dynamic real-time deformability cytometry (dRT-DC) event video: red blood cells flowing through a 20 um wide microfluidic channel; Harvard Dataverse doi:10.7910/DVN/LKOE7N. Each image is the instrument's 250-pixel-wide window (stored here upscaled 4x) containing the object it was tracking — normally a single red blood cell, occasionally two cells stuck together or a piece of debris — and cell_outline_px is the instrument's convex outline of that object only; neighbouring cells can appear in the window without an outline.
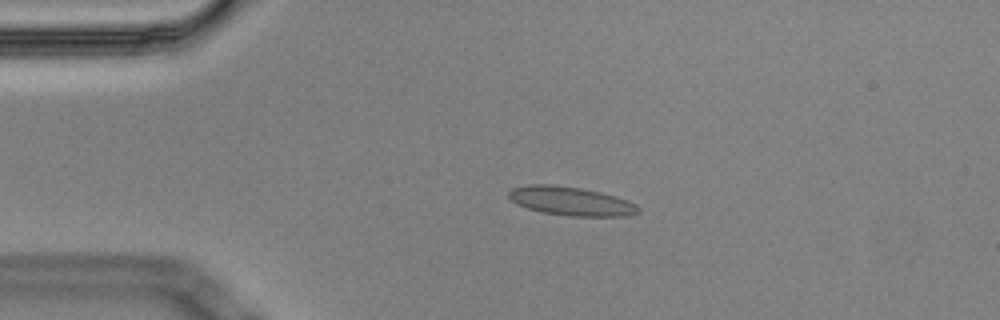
{"species": "Egyptian fruit bat (a non-hibernating species)", "species_latin": "Rousettus aegyptiacus", "temperature_condition": "cold", "stored_images_in_passage": 4, "camera_frame_rate_fps": 3000, "um_per_image_px": 0.085, "animal": {"sex": "male"}, "frame": {"image": 1, "passage_image": 3, "time_ms": 0.667, "image_size_px": [1000, 320], "cell_outline_px": [[640, 212], [628, 216], [568, 216], [540, 212], [516, 204], [508, 196], [508, 192], [512, 188], [528, 184], [552, 184], [580, 188], [600, 192], [628, 200], [636, 204], [640, 208]], "centroid_in_image_um": [48.53, 17.1], "position_along_channel_um": 36.5, "area_um2": 21.85}}